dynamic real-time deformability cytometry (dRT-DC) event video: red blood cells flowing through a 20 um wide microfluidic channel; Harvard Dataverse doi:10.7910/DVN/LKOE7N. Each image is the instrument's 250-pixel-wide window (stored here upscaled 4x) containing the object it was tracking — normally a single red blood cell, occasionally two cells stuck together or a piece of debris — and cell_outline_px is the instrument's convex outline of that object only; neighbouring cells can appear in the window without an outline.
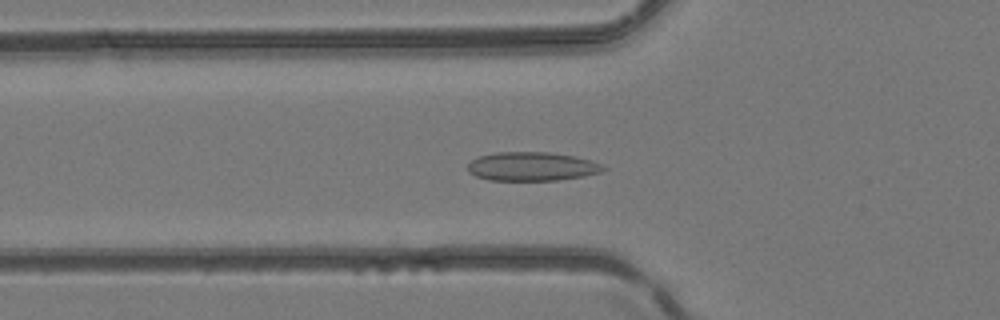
{"species": "common noctule bat (a hibernating species)", "species_latin": "Nyctalus noctula", "temperature_condition": "room temperature", "stored_images_in_passage": 42, "camera_frame_rate_fps": 3000, "um_per_image_px": 0.085, "animal": {"sex": "female", "body_mass_g": 24.6, "forearm_length_mm": 56.2}, "frame": {"image": 1, "passage_image": 12, "time_ms": 3.667, "image_size_px": [1000, 320], "cell_outline_px": [[608, 168], [600, 172], [584, 176], [556, 180], [488, 180], [476, 176], [468, 172], [468, 164], [472, 160], [480, 156], [496, 152], [548, 152], [576, 156], [592, 160]], "centroid_in_image_um": [45.22, 14.14], "position_along_channel_um": 80.6, "area_um2": 22.77}}
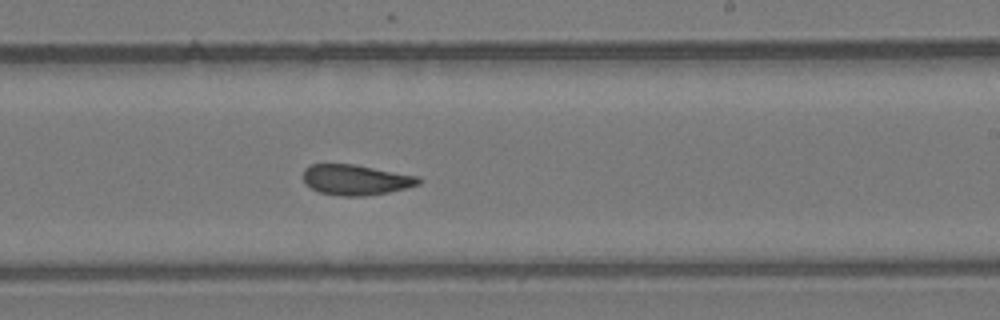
{"frame": {"image": 2, "passage_image": 24, "time_ms": 7.667, "image_size_px": [1000, 320], "cell_outline_px": [[424, 180], [420, 184], [408, 188], [388, 192], [364, 196], [340, 196], [320, 192], [304, 184], [304, 168], [308, 164], [352, 164], [420, 176]], "centroid_in_image_um": [30.27, 15.28], "position_along_channel_um": 258.7, "area_um2": 20.63}}
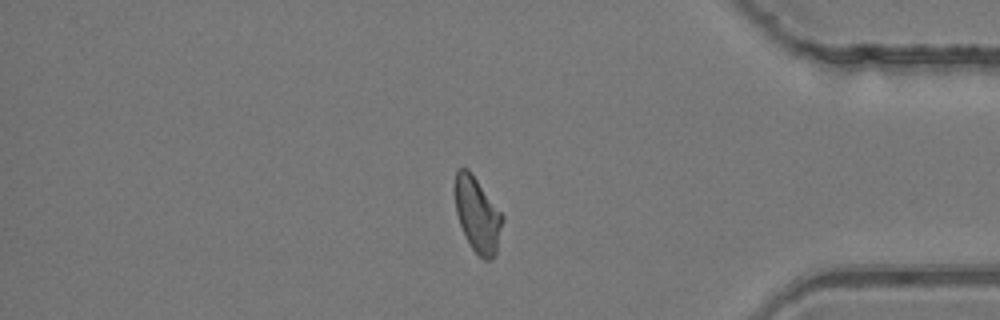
{"frame": {"image": 3, "passage_image": 35, "time_ms": 11.333, "image_size_px": [1000, 320], "cell_outline_px": [[504, 220], [496, 252], [492, 260], [484, 260], [472, 248], [460, 224], [456, 212], [456, 172], [460, 168], [468, 168], [504, 216]], "centroid_in_image_um": [40.61, 18.27], "position_along_channel_um": 394.6, "area_um2": 20.29}}